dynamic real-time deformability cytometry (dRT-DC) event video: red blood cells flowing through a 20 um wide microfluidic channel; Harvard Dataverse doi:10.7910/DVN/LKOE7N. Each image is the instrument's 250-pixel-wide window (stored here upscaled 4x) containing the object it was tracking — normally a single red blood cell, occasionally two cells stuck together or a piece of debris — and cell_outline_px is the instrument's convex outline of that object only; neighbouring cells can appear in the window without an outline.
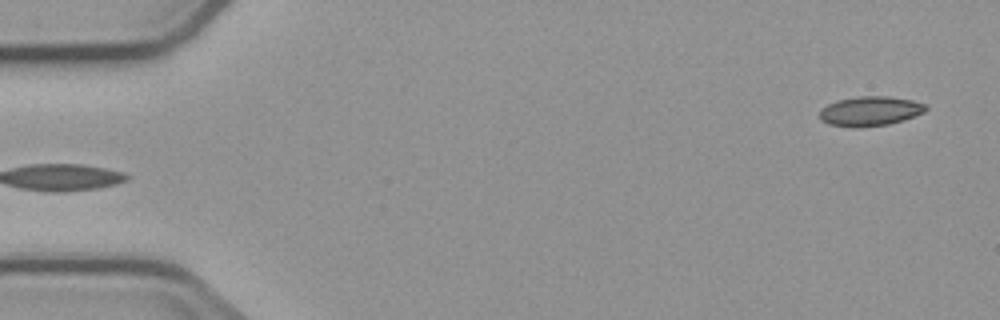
{"species": "common noctule bat (a hibernating species)", "species_latin": "Nyctalus noctula", "temperature_condition": "cold", "stored_images_in_passage": 4, "camera_frame_rate_fps": 3000, "um_per_image_px": 0.085, "animal": {"sex": "male", "body_mass_g": 23.1, "forearm_length_mm": 52.7}, "frame": {"image": 1, "passage_image": 4, "time_ms": 3.667, "image_size_px": [1000, 320], "cell_outline_px": [[928, 108], [924, 112], [904, 120], [888, 124], [856, 128], [828, 124], [820, 120], [820, 108], [828, 104], [840, 100], [860, 96], [888, 96], [912, 100], [928, 104]], "centroid_in_image_um": [73.97, 9.45], "position_along_channel_um": 11.0, "area_um2": 18.38}}